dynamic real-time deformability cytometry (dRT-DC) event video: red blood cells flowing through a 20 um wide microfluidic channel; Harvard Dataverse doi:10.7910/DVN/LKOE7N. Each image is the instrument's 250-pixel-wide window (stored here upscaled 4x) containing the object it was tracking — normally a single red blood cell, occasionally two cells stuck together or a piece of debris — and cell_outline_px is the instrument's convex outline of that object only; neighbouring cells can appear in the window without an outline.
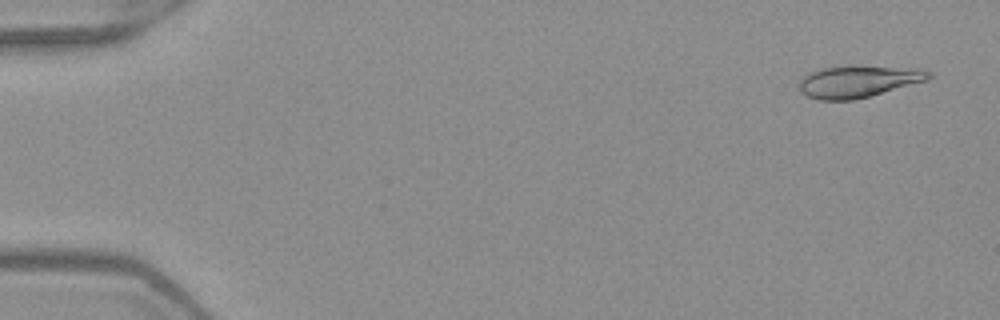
{"species": "Egyptian fruit bat (a non-hibernating species)", "species_latin": "Rousettus aegyptiacus", "temperature_condition": "warm", "stored_images_in_passage": 52, "camera_frame_rate_fps": 3000, "um_per_image_px": 0.085, "frame": {"image": 1, "passage_image": 3, "time_ms": 0.667, "image_size_px": [1000, 320], "cell_outline_px": [[932, 76], [928, 80], [868, 96], [852, 100], [820, 100], [808, 96], [800, 92], [800, 80], [808, 72], [820, 68], [920, 68], [932, 72]], "centroid_in_image_um": [72.94, 6.95], "position_along_channel_um": 12.1, "area_um2": 23.12}}
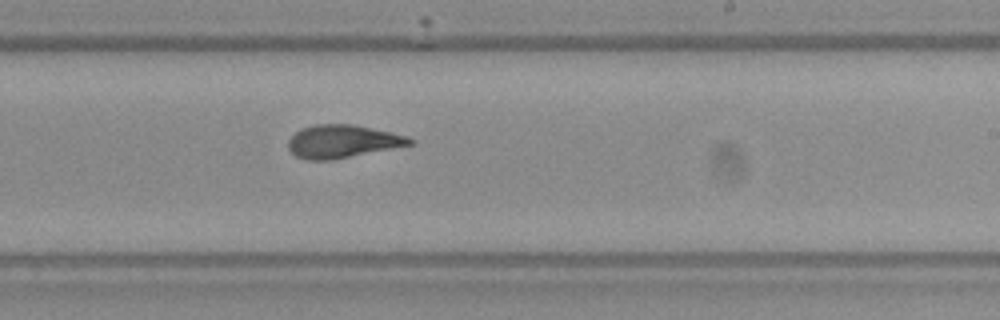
{"frame": {"image": 2, "passage_image": 32, "time_ms": 10.333, "image_size_px": [1000, 320], "cell_outline_px": [[416, 144], [332, 160], [304, 160], [296, 156], [288, 148], [288, 140], [300, 128], [316, 124], [352, 124], [408, 136], [416, 140]], "centroid_in_image_um": [29.13, 12.03], "position_along_channel_um": 259.9, "area_um2": 23.52}}
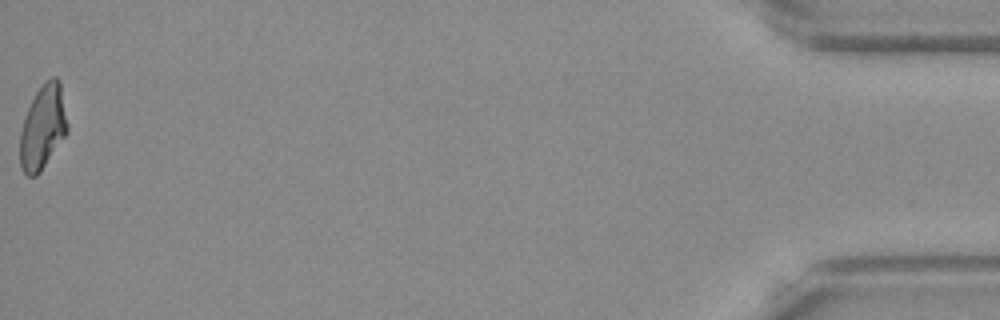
{"frame": {"image": 3, "passage_image": 52, "time_ms": 17.0, "image_size_px": [1000, 320], "cell_outline_px": [[68, 132], [40, 172], [36, 176], [28, 176], [20, 168], [20, 132], [24, 116], [36, 92], [44, 80], [52, 76], [56, 76], [60, 80], [68, 124]], "centroid_in_image_um": [3.65, 10.79], "position_along_channel_um": 431.6, "area_um2": 23.47}, "authors_computed_cell_mechanics": {"area_um2": 23.6402, "velocity_mm_per_s": 3.9939, "shape_relaxation_time_tau1_ms": null, "shape_relaxation_time_tau2_ms": 1.2417, "deformation_change_tau1": null, "deformation_change_tau2": 0.0781}}